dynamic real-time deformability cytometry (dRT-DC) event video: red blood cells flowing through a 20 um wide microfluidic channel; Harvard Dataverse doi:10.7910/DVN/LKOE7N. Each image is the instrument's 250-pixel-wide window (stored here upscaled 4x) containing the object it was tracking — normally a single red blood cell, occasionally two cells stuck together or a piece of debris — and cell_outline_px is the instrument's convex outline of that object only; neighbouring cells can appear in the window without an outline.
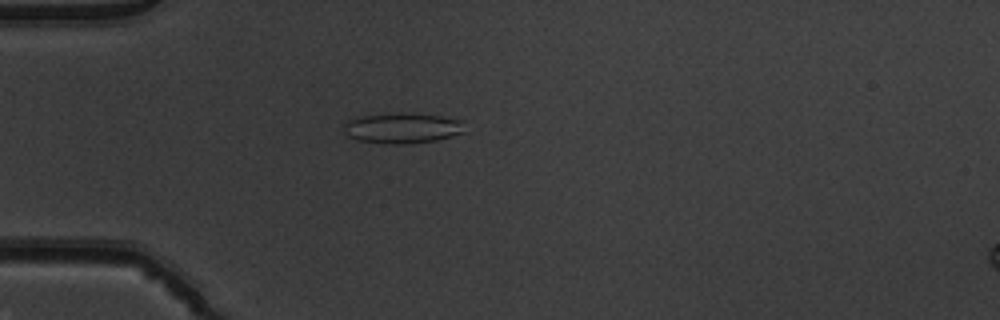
{"species": "common noctule bat (a hibernating species)", "species_latin": "Nyctalus noctula", "temperature_condition": "warm", "stored_images_in_passage": 43, "camera_frame_rate_fps": 3000, "um_per_image_px": 0.085, "animal": {"sex": "male", "body_mass_g": 19.5, "forearm_length_mm": 54.6}, "frame": {"image": 1, "passage_image": 6, "time_ms": 1.667, "image_size_px": [1000, 320], "cell_outline_px": [[464, 132], [436, 140], [408, 144], [388, 144], [356, 140], [348, 136], [344, 132], [344, 124], [348, 120], [360, 116], [440, 116], [464, 120]], "centroid_in_image_um": [34.2, 10.95], "position_along_channel_um": 50.8, "area_um2": 20.46}}
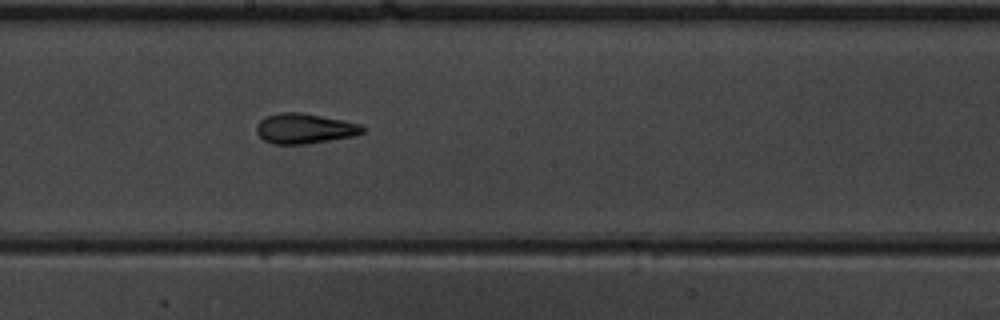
{"frame": {"image": 2, "passage_image": 20, "time_ms": 6.333, "image_size_px": [1000, 320], "cell_outline_px": [[368, 128], [364, 132], [356, 136], [308, 144], [272, 144], [264, 140], [256, 132], [256, 124], [264, 116], [280, 112], [300, 112], [344, 120], [360, 124]], "centroid_in_image_um": [25.91, 10.93], "position_along_channel_um": 222.3, "area_um2": 19.02}}
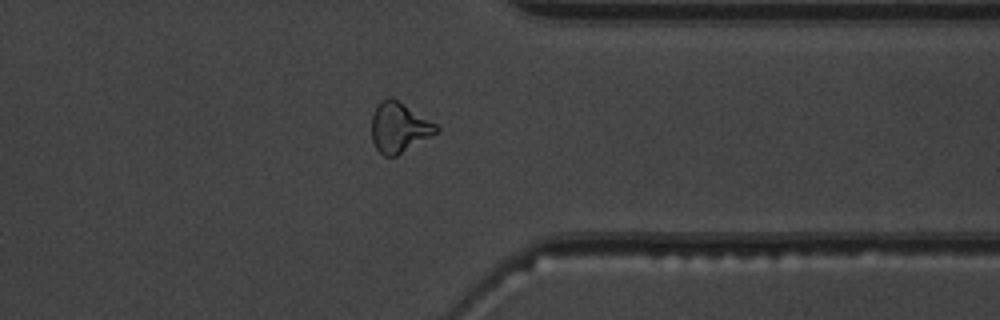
{"frame": {"image": 3, "passage_image": 32, "time_ms": 10.333, "image_size_px": [1000, 320], "cell_outline_px": [[440, 132], [396, 156], [384, 156], [376, 148], [372, 140], [372, 116], [376, 104], [380, 100], [388, 96], [392, 96], [436, 124], [440, 128]], "centroid_in_image_um": [33.92, 10.82], "position_along_channel_um": 377.5, "area_um2": 19.07}, "authors_computed_cell_mechanics": {"area_um2": 18.8428, "velocity_mm_per_s": 3.9666, "shape_relaxation_time_tau1_ms": 7.3948, "shape_relaxation_time_tau2_ms": 2.3872, "deformation_change_tau1": 0.1979, "deformation_change_tau2": 0.1102}}